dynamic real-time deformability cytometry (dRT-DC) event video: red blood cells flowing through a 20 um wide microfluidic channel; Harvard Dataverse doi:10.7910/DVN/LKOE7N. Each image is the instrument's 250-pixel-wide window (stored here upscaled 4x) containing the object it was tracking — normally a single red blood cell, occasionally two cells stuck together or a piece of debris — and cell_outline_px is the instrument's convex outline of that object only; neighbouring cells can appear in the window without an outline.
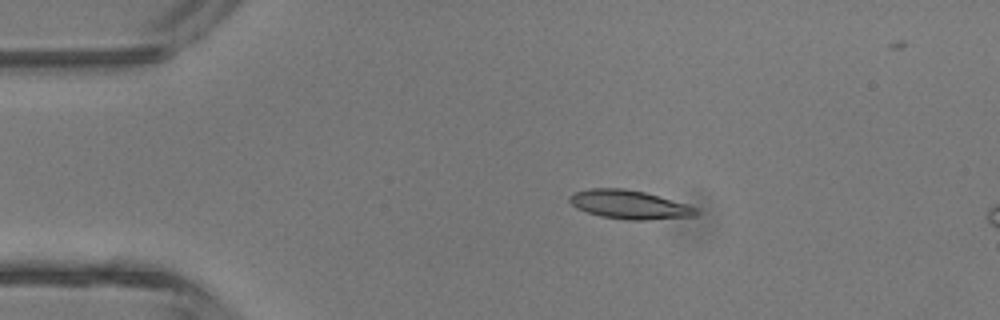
{"species": "common noctule bat (a hibernating species)", "species_latin": "Nyctalus noctula", "temperature_condition": "room temperature", "stored_images_in_passage": 5, "camera_frame_rate_fps": 3000, "um_per_image_px": 0.085, "animal": {"sex": "male", "body_mass_g": 13.3}, "frame": {"image": 1, "passage_image": 3, "time_ms": 2.333, "image_size_px": [1000, 320], "cell_outline_px": [[700, 212], [696, 216], [644, 220], [628, 220], [600, 216], [576, 208], [568, 200], [568, 196], [572, 192], [588, 188], [624, 188], [644, 192], [684, 204], [696, 208]], "centroid_in_image_um": [53.43, 17.39], "position_along_channel_um": 31.6, "area_um2": 21.1}}